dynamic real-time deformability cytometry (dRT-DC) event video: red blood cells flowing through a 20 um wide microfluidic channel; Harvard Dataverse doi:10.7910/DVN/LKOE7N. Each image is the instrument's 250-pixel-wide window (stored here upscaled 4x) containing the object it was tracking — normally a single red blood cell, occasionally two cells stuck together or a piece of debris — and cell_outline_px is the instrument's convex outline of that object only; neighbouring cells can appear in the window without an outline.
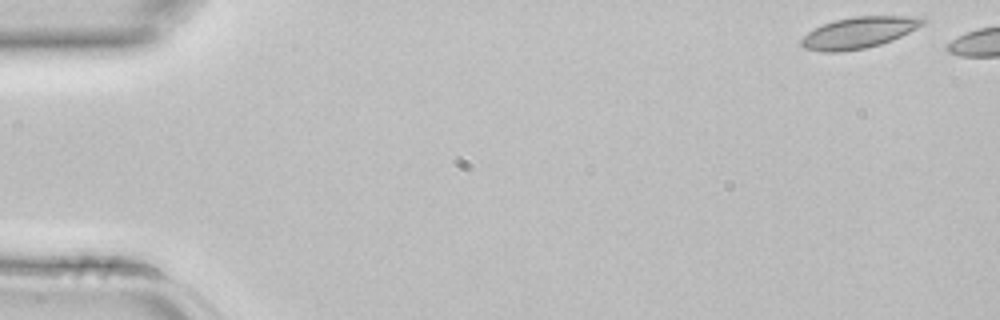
{"species": "common noctule bat (a hibernating species)", "species_latin": "Nyctalus noctula", "temperature_condition": "room temperature", "stored_images_in_passage": 5, "camera_frame_rate_fps": 3000, "um_per_image_px": 0.085, "animal": {"sex": "female", "body_mass_g": 22.7, "forearm_length_mm": 54.2}, "frame": {"image": 1, "passage_image": 1, "time_ms": 0.0, "image_size_px": [1000, 320], "cell_outline_px": [[928, 20], [924, 24], [892, 40], [880, 44], [864, 48], [840, 52], [820, 52], [804, 48], [800, 44], [800, 40], [808, 32], [824, 24], [836, 20], [852, 16], [924, 16]], "centroid_in_image_um": [73.02, 2.76], "position_along_channel_um": 12.0, "area_um2": 22.14}}
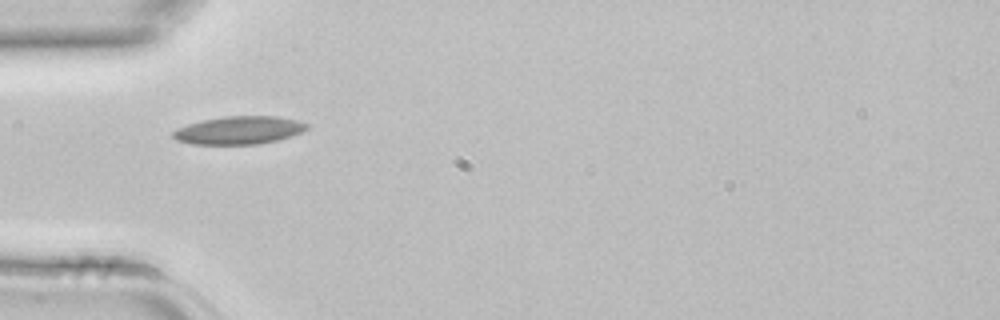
{"frame": {"image": 2, "passage_image": 4, "time_ms": 1.0, "image_size_px": [1000, 320], "cell_outline_px": [[308, 128], [292, 136], [260, 144], [192, 144], [176, 140], [172, 136], [172, 132], [176, 128], [200, 120], [224, 116], [276, 116], [296, 120], [308, 124]], "centroid_in_image_um": [20.28, 11.06], "position_along_channel_um": 64.7, "area_um2": 21.85}}